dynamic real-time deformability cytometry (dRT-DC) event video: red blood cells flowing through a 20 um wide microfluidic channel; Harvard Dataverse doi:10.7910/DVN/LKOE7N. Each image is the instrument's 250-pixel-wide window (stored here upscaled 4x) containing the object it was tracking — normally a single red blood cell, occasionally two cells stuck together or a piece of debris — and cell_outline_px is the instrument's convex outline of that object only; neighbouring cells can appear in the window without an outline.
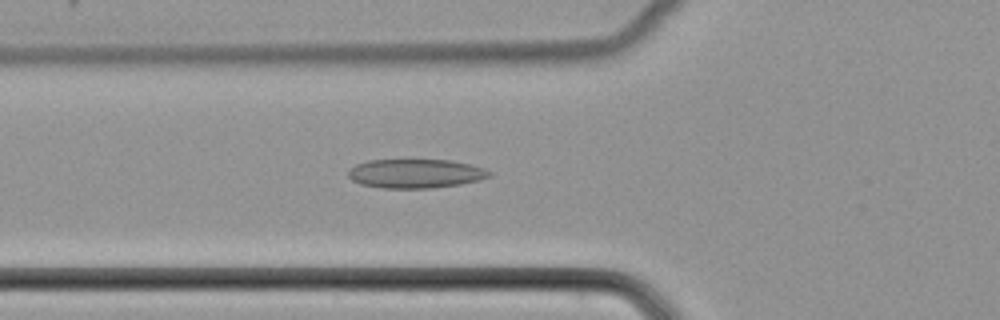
{"species": "common noctule bat (a hibernating species)", "species_latin": "Nyctalus noctula", "temperature_condition": "cold", "stored_images_in_passage": 51, "camera_frame_rate_fps": 3000, "um_per_image_px": 0.085, "animal": {"sex": "female", "body_mass_g": 22.7, "forearm_length_mm": 54.2}, "frame": {"image": 1, "passage_image": 19, "time_ms": 6.0, "image_size_px": [1000, 320], "cell_outline_px": [[492, 176], [480, 180], [460, 184], [432, 188], [384, 188], [360, 184], [352, 180], [348, 176], [348, 168], [356, 164], [368, 160], [452, 160], [484, 168], [492, 172]], "centroid_in_image_um": [35.32, 14.75], "position_along_channel_um": 90.5, "area_um2": 23.99}}
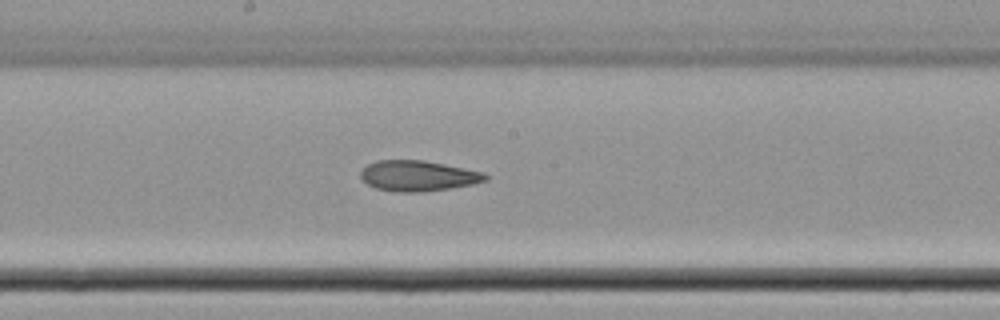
{"frame": {"image": 2, "passage_image": 28, "time_ms": 9.0, "image_size_px": [1000, 320], "cell_outline_px": [[488, 180], [472, 184], [452, 188], [424, 192], [396, 192], [376, 188], [368, 184], [360, 176], [360, 172], [368, 164], [376, 160], [424, 160], [484, 172], [488, 176]], "centroid_in_image_um": [35.54, 14.95], "position_along_channel_um": 212.7, "area_um2": 22.25}}
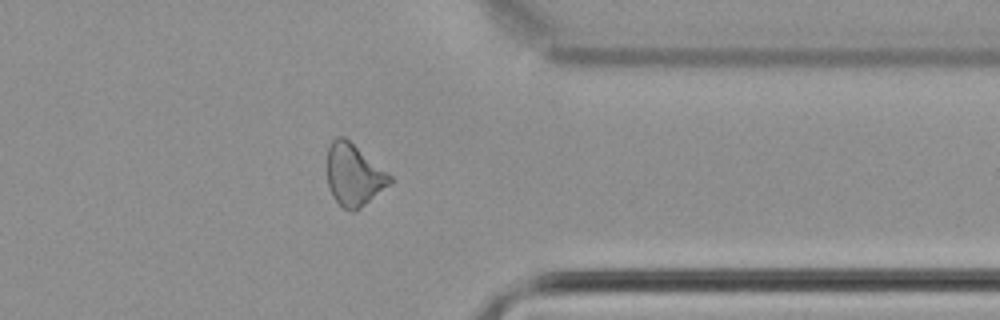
{"frame": {"image": 3, "passage_image": 41, "time_ms": 13.333, "image_size_px": [1000, 320], "cell_outline_px": [[392, 184], [356, 212], [352, 212], [344, 208], [332, 196], [328, 184], [328, 144], [336, 136], [344, 136], [392, 176]], "centroid_in_image_um": [30.09, 14.89], "position_along_channel_um": 381.3, "area_um2": 22.72}}